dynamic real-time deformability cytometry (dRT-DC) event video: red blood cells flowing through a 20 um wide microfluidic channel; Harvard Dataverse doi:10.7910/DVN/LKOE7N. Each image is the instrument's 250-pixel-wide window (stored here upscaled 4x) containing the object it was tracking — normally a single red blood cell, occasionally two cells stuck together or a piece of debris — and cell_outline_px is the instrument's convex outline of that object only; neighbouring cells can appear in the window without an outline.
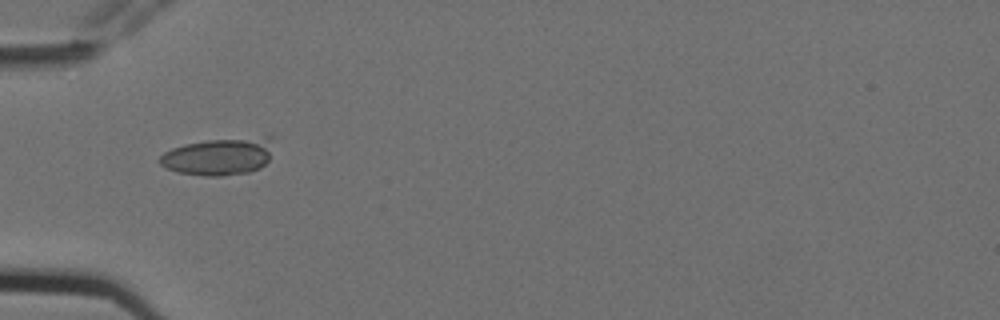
{"species": "Egyptian fruit bat (a non-hibernating species)", "species_latin": "Rousettus aegyptiacus", "temperature_condition": "cold", "stored_images_in_passage": 2, "camera_frame_rate_fps": 3000, "um_per_image_px": 0.085, "animal": {"sex": "female"}, "frame": {"image": 1, "passage_image": 1, "time_ms": 0.0, "image_size_px": [1000, 320], "cell_outline_px": [[272, 136], [268, 160], [260, 168], [248, 172], [224, 176], [204, 176], [176, 172], [164, 168], [156, 160], [164, 152], [172, 148], [184, 144], [208, 140], [268, 136]], "centroid_in_image_um": [18.54, 13.31], "position_along_channel_um": 66.5, "area_um2": 24.8}}